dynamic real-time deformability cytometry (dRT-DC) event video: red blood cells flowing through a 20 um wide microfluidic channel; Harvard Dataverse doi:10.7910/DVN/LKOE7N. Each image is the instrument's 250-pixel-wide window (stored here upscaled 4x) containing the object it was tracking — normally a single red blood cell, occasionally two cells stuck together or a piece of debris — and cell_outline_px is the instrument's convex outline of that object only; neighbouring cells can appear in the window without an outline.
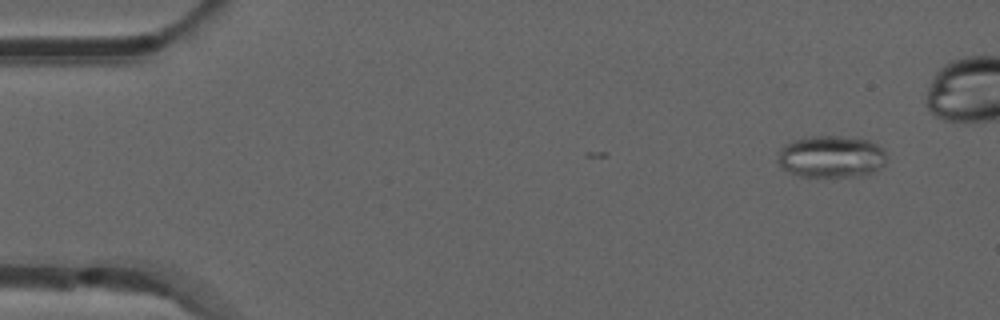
{"species": "common noctule bat (a hibernating species)", "species_latin": "Nyctalus noctula", "temperature_condition": "room temperature", "stored_images_in_passage": 4, "camera_frame_rate_fps": 3000, "um_per_image_px": 0.085, "animal": {"sex": "male", "forearm_length_mm": 52.5}, "frame": {"image": 1, "passage_image": 1, "time_ms": 0.0, "image_size_px": [1000, 320], "cell_outline_px": [[888, 156], [884, 164], [880, 168], [864, 176], [800, 176], [788, 172], [780, 164], [780, 148], [784, 144], [792, 140], [808, 136], [840, 136], [868, 140], [884, 148]], "centroid_in_image_um": [70.7, 13.3], "position_along_channel_um": 14.3, "area_um2": 26.7}}